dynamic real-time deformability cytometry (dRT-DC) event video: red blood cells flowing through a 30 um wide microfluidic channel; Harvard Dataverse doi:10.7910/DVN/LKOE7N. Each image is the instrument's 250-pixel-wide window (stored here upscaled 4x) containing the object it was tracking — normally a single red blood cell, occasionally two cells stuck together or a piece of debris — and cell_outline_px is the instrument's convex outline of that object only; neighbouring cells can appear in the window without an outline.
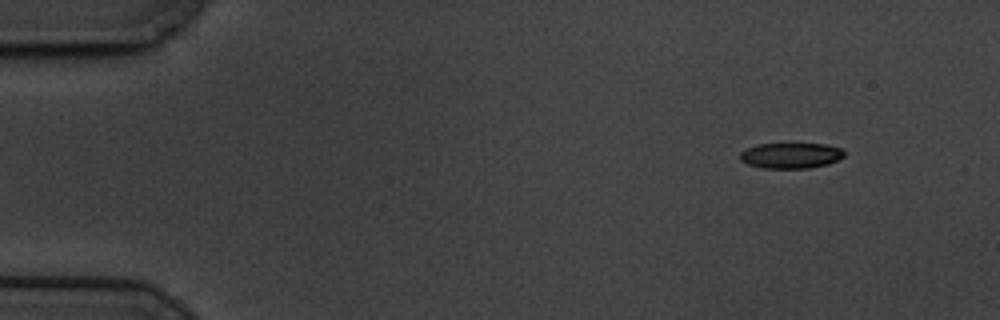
{"species": "common noctule bat (a hibernating species)", "species_latin": "Nyctalus noctula", "temperature_condition": "cold", "stored_images_in_passage": 5, "camera_frame_rate_fps": 3000, "um_per_image_px": 0.085, "animal": {"sex": "male", "body_mass_g": 19.5, "forearm_length_mm": 54.6}, "frame": {"image": 1, "passage_image": 1, "time_ms": 0.0, "image_size_px": [1000, 320], "cell_outline_px": [[844, 156], [828, 164], [808, 168], [764, 168], [748, 164], [740, 160], [740, 152], [756, 144], [788, 140], [824, 144], [840, 148], [844, 152]], "centroid_in_image_um": [67.19, 13.15], "position_along_channel_um": 17.8, "area_um2": 16.36}}
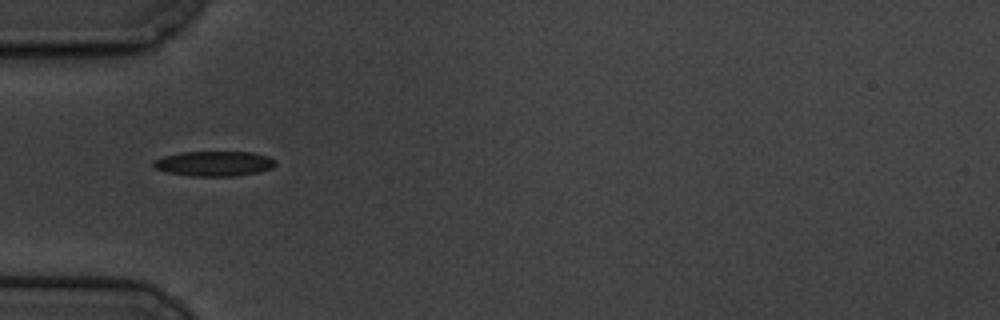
{"frame": {"image": 2, "passage_image": 4, "time_ms": 4.333, "image_size_px": [1000, 320], "cell_outline_px": [[276, 164], [272, 168], [260, 172], [236, 176], [192, 176], [164, 172], [156, 168], [152, 164], [156, 160], [164, 156], [180, 152], [252, 152], [268, 156], [276, 160]], "centroid_in_image_um": [18.24, 13.91], "position_along_channel_um": 66.8, "area_um2": 17.86}}
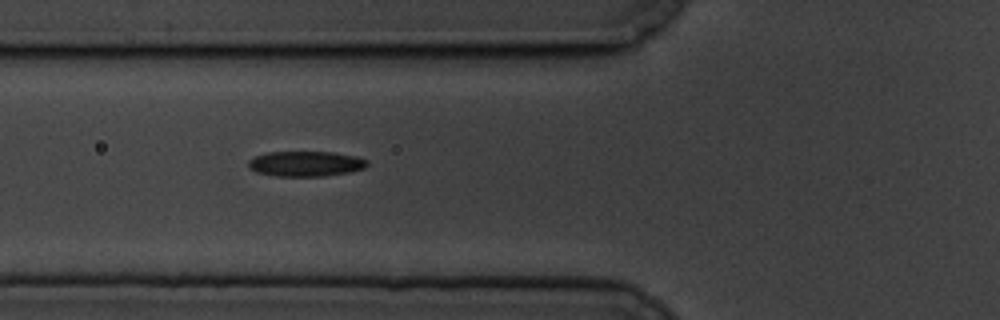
{"frame": {"image": 3, "passage_image": 5, "time_ms": 5.333, "image_size_px": [1000, 320], "cell_outline_px": [[368, 164], [364, 168], [348, 172], [324, 176], [276, 176], [256, 172], [248, 168], [248, 160], [256, 156], [268, 152], [332, 152], [356, 156], [368, 160]], "centroid_in_image_um": [25.97, 13.92], "position_along_channel_um": 99.8, "area_um2": 17.46}}